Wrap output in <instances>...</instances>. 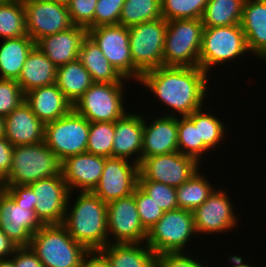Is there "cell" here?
<instances>
[{
    "mask_svg": "<svg viewBox=\"0 0 266 267\" xmlns=\"http://www.w3.org/2000/svg\"><path fill=\"white\" fill-rule=\"evenodd\" d=\"M208 75L199 66H161L144 72L139 83L171 108L166 116H189L204 105Z\"/></svg>",
    "mask_w": 266,
    "mask_h": 267,
    "instance_id": "cell-1",
    "label": "cell"
},
{
    "mask_svg": "<svg viewBox=\"0 0 266 267\" xmlns=\"http://www.w3.org/2000/svg\"><path fill=\"white\" fill-rule=\"evenodd\" d=\"M77 193L79 195L72 202L74 205L69 203L73 192L69 193L62 225L88 251L101 250L109 244L107 203L92 192Z\"/></svg>",
    "mask_w": 266,
    "mask_h": 267,
    "instance_id": "cell-2",
    "label": "cell"
},
{
    "mask_svg": "<svg viewBox=\"0 0 266 267\" xmlns=\"http://www.w3.org/2000/svg\"><path fill=\"white\" fill-rule=\"evenodd\" d=\"M29 247L43 267H80L88 252L62 224L42 225L32 235Z\"/></svg>",
    "mask_w": 266,
    "mask_h": 267,
    "instance_id": "cell-3",
    "label": "cell"
},
{
    "mask_svg": "<svg viewBox=\"0 0 266 267\" xmlns=\"http://www.w3.org/2000/svg\"><path fill=\"white\" fill-rule=\"evenodd\" d=\"M62 161L45 142L13 148L12 167L3 185H30L60 175Z\"/></svg>",
    "mask_w": 266,
    "mask_h": 267,
    "instance_id": "cell-4",
    "label": "cell"
},
{
    "mask_svg": "<svg viewBox=\"0 0 266 267\" xmlns=\"http://www.w3.org/2000/svg\"><path fill=\"white\" fill-rule=\"evenodd\" d=\"M203 30L201 19L167 21L163 66H199Z\"/></svg>",
    "mask_w": 266,
    "mask_h": 267,
    "instance_id": "cell-5",
    "label": "cell"
},
{
    "mask_svg": "<svg viewBox=\"0 0 266 267\" xmlns=\"http://www.w3.org/2000/svg\"><path fill=\"white\" fill-rule=\"evenodd\" d=\"M248 51V52H247ZM248 54L246 36L240 24L219 27H204L199 67L209 73L212 67L229 63ZM232 59V60H231Z\"/></svg>",
    "mask_w": 266,
    "mask_h": 267,
    "instance_id": "cell-6",
    "label": "cell"
},
{
    "mask_svg": "<svg viewBox=\"0 0 266 267\" xmlns=\"http://www.w3.org/2000/svg\"><path fill=\"white\" fill-rule=\"evenodd\" d=\"M195 234L193 212L177 208L164 212L148 230L146 244L156 255L183 252Z\"/></svg>",
    "mask_w": 266,
    "mask_h": 267,
    "instance_id": "cell-7",
    "label": "cell"
},
{
    "mask_svg": "<svg viewBox=\"0 0 266 267\" xmlns=\"http://www.w3.org/2000/svg\"><path fill=\"white\" fill-rule=\"evenodd\" d=\"M124 83L94 82L73 105L88 122H115L127 111L124 107Z\"/></svg>",
    "mask_w": 266,
    "mask_h": 267,
    "instance_id": "cell-8",
    "label": "cell"
},
{
    "mask_svg": "<svg viewBox=\"0 0 266 267\" xmlns=\"http://www.w3.org/2000/svg\"><path fill=\"white\" fill-rule=\"evenodd\" d=\"M167 21L164 18L143 22L128 28L133 66L143 74L163 66Z\"/></svg>",
    "mask_w": 266,
    "mask_h": 267,
    "instance_id": "cell-9",
    "label": "cell"
},
{
    "mask_svg": "<svg viewBox=\"0 0 266 267\" xmlns=\"http://www.w3.org/2000/svg\"><path fill=\"white\" fill-rule=\"evenodd\" d=\"M90 122L72 109L61 118L45 124L44 142L59 157L86 152Z\"/></svg>",
    "mask_w": 266,
    "mask_h": 267,
    "instance_id": "cell-10",
    "label": "cell"
},
{
    "mask_svg": "<svg viewBox=\"0 0 266 267\" xmlns=\"http://www.w3.org/2000/svg\"><path fill=\"white\" fill-rule=\"evenodd\" d=\"M88 36L124 78L140 81L142 74L133 66L130 54L128 27L120 24L97 26L88 29Z\"/></svg>",
    "mask_w": 266,
    "mask_h": 267,
    "instance_id": "cell-11",
    "label": "cell"
},
{
    "mask_svg": "<svg viewBox=\"0 0 266 267\" xmlns=\"http://www.w3.org/2000/svg\"><path fill=\"white\" fill-rule=\"evenodd\" d=\"M200 164L193 157L179 151L147 157L139 164L138 180H150L179 187L200 169Z\"/></svg>",
    "mask_w": 266,
    "mask_h": 267,
    "instance_id": "cell-12",
    "label": "cell"
},
{
    "mask_svg": "<svg viewBox=\"0 0 266 267\" xmlns=\"http://www.w3.org/2000/svg\"><path fill=\"white\" fill-rule=\"evenodd\" d=\"M26 32L34 42L73 26L66 4L52 0H23Z\"/></svg>",
    "mask_w": 266,
    "mask_h": 267,
    "instance_id": "cell-13",
    "label": "cell"
},
{
    "mask_svg": "<svg viewBox=\"0 0 266 267\" xmlns=\"http://www.w3.org/2000/svg\"><path fill=\"white\" fill-rule=\"evenodd\" d=\"M107 226L109 243H144L147 240L148 231L141 224L134 194L107 203Z\"/></svg>",
    "mask_w": 266,
    "mask_h": 267,
    "instance_id": "cell-14",
    "label": "cell"
},
{
    "mask_svg": "<svg viewBox=\"0 0 266 267\" xmlns=\"http://www.w3.org/2000/svg\"><path fill=\"white\" fill-rule=\"evenodd\" d=\"M28 186L34 193V210L39 222L42 225L62 224L70 193L62 175L43 178Z\"/></svg>",
    "mask_w": 266,
    "mask_h": 267,
    "instance_id": "cell-15",
    "label": "cell"
},
{
    "mask_svg": "<svg viewBox=\"0 0 266 267\" xmlns=\"http://www.w3.org/2000/svg\"><path fill=\"white\" fill-rule=\"evenodd\" d=\"M138 175L139 164L134 161L117 157L105 158L102 175L92 193L106 203L128 197L138 185Z\"/></svg>",
    "mask_w": 266,
    "mask_h": 267,
    "instance_id": "cell-16",
    "label": "cell"
},
{
    "mask_svg": "<svg viewBox=\"0 0 266 267\" xmlns=\"http://www.w3.org/2000/svg\"><path fill=\"white\" fill-rule=\"evenodd\" d=\"M227 191L215 189L208 199L193 211L198 235L218 234L234 229L239 222Z\"/></svg>",
    "mask_w": 266,
    "mask_h": 267,
    "instance_id": "cell-17",
    "label": "cell"
},
{
    "mask_svg": "<svg viewBox=\"0 0 266 267\" xmlns=\"http://www.w3.org/2000/svg\"><path fill=\"white\" fill-rule=\"evenodd\" d=\"M41 226L35 210L17 205L4 191L0 194V228L18 247H29Z\"/></svg>",
    "mask_w": 266,
    "mask_h": 267,
    "instance_id": "cell-18",
    "label": "cell"
},
{
    "mask_svg": "<svg viewBox=\"0 0 266 267\" xmlns=\"http://www.w3.org/2000/svg\"><path fill=\"white\" fill-rule=\"evenodd\" d=\"M105 165V158L83 152L65 158L61 164V175L70 192H92L97 186Z\"/></svg>",
    "mask_w": 266,
    "mask_h": 267,
    "instance_id": "cell-19",
    "label": "cell"
},
{
    "mask_svg": "<svg viewBox=\"0 0 266 267\" xmlns=\"http://www.w3.org/2000/svg\"><path fill=\"white\" fill-rule=\"evenodd\" d=\"M143 119L142 160L147 157L178 152V116Z\"/></svg>",
    "mask_w": 266,
    "mask_h": 267,
    "instance_id": "cell-20",
    "label": "cell"
},
{
    "mask_svg": "<svg viewBox=\"0 0 266 267\" xmlns=\"http://www.w3.org/2000/svg\"><path fill=\"white\" fill-rule=\"evenodd\" d=\"M87 35L86 28L73 25L65 31L37 40L35 46L59 67L78 59L81 44Z\"/></svg>",
    "mask_w": 266,
    "mask_h": 267,
    "instance_id": "cell-21",
    "label": "cell"
},
{
    "mask_svg": "<svg viewBox=\"0 0 266 267\" xmlns=\"http://www.w3.org/2000/svg\"><path fill=\"white\" fill-rule=\"evenodd\" d=\"M143 115L126 113L115 121L112 157L130 158L137 164L142 161ZM131 156H136L134 159Z\"/></svg>",
    "mask_w": 266,
    "mask_h": 267,
    "instance_id": "cell-22",
    "label": "cell"
},
{
    "mask_svg": "<svg viewBox=\"0 0 266 267\" xmlns=\"http://www.w3.org/2000/svg\"><path fill=\"white\" fill-rule=\"evenodd\" d=\"M45 124L24 101L5 117L4 137L13 145H29L44 141Z\"/></svg>",
    "mask_w": 266,
    "mask_h": 267,
    "instance_id": "cell-23",
    "label": "cell"
},
{
    "mask_svg": "<svg viewBox=\"0 0 266 267\" xmlns=\"http://www.w3.org/2000/svg\"><path fill=\"white\" fill-rule=\"evenodd\" d=\"M25 102L44 124L68 114L73 105L56 84L34 88L25 93Z\"/></svg>",
    "mask_w": 266,
    "mask_h": 267,
    "instance_id": "cell-24",
    "label": "cell"
},
{
    "mask_svg": "<svg viewBox=\"0 0 266 267\" xmlns=\"http://www.w3.org/2000/svg\"><path fill=\"white\" fill-rule=\"evenodd\" d=\"M240 25L250 54L266 60V0H245Z\"/></svg>",
    "mask_w": 266,
    "mask_h": 267,
    "instance_id": "cell-25",
    "label": "cell"
},
{
    "mask_svg": "<svg viewBox=\"0 0 266 267\" xmlns=\"http://www.w3.org/2000/svg\"><path fill=\"white\" fill-rule=\"evenodd\" d=\"M145 244L109 243L100 251L111 267H156L157 255Z\"/></svg>",
    "mask_w": 266,
    "mask_h": 267,
    "instance_id": "cell-26",
    "label": "cell"
},
{
    "mask_svg": "<svg viewBox=\"0 0 266 267\" xmlns=\"http://www.w3.org/2000/svg\"><path fill=\"white\" fill-rule=\"evenodd\" d=\"M57 67L36 46L28 54L17 80L23 93L55 84Z\"/></svg>",
    "mask_w": 266,
    "mask_h": 267,
    "instance_id": "cell-27",
    "label": "cell"
},
{
    "mask_svg": "<svg viewBox=\"0 0 266 267\" xmlns=\"http://www.w3.org/2000/svg\"><path fill=\"white\" fill-rule=\"evenodd\" d=\"M79 61L90 73L94 82L125 83L127 81L108 61L98 45L87 35L79 50Z\"/></svg>",
    "mask_w": 266,
    "mask_h": 267,
    "instance_id": "cell-28",
    "label": "cell"
},
{
    "mask_svg": "<svg viewBox=\"0 0 266 267\" xmlns=\"http://www.w3.org/2000/svg\"><path fill=\"white\" fill-rule=\"evenodd\" d=\"M34 47L35 42L29 35L4 39L0 46V79L17 81Z\"/></svg>",
    "mask_w": 266,
    "mask_h": 267,
    "instance_id": "cell-29",
    "label": "cell"
},
{
    "mask_svg": "<svg viewBox=\"0 0 266 267\" xmlns=\"http://www.w3.org/2000/svg\"><path fill=\"white\" fill-rule=\"evenodd\" d=\"M94 83L90 73L76 59L57 67L55 84L74 105Z\"/></svg>",
    "mask_w": 266,
    "mask_h": 267,
    "instance_id": "cell-30",
    "label": "cell"
},
{
    "mask_svg": "<svg viewBox=\"0 0 266 267\" xmlns=\"http://www.w3.org/2000/svg\"><path fill=\"white\" fill-rule=\"evenodd\" d=\"M198 169L185 183L176 187L178 208L194 211L201 206L215 190L209 180ZM203 175V176H202Z\"/></svg>",
    "mask_w": 266,
    "mask_h": 267,
    "instance_id": "cell-31",
    "label": "cell"
},
{
    "mask_svg": "<svg viewBox=\"0 0 266 267\" xmlns=\"http://www.w3.org/2000/svg\"><path fill=\"white\" fill-rule=\"evenodd\" d=\"M244 1L245 0H208L201 18L204 27L240 24Z\"/></svg>",
    "mask_w": 266,
    "mask_h": 267,
    "instance_id": "cell-32",
    "label": "cell"
},
{
    "mask_svg": "<svg viewBox=\"0 0 266 267\" xmlns=\"http://www.w3.org/2000/svg\"><path fill=\"white\" fill-rule=\"evenodd\" d=\"M27 35L23 0L0 1V38Z\"/></svg>",
    "mask_w": 266,
    "mask_h": 267,
    "instance_id": "cell-33",
    "label": "cell"
},
{
    "mask_svg": "<svg viewBox=\"0 0 266 267\" xmlns=\"http://www.w3.org/2000/svg\"><path fill=\"white\" fill-rule=\"evenodd\" d=\"M162 18L161 0H125L119 24L131 27Z\"/></svg>",
    "mask_w": 266,
    "mask_h": 267,
    "instance_id": "cell-34",
    "label": "cell"
},
{
    "mask_svg": "<svg viewBox=\"0 0 266 267\" xmlns=\"http://www.w3.org/2000/svg\"><path fill=\"white\" fill-rule=\"evenodd\" d=\"M203 110L200 108L188 117L194 122L195 127H198L199 142H203L211 150L220 145L227 130L226 125L216 115Z\"/></svg>",
    "mask_w": 266,
    "mask_h": 267,
    "instance_id": "cell-35",
    "label": "cell"
},
{
    "mask_svg": "<svg viewBox=\"0 0 266 267\" xmlns=\"http://www.w3.org/2000/svg\"><path fill=\"white\" fill-rule=\"evenodd\" d=\"M209 150L203 142H199L198 127L194 122L188 116H178V151L201 163V156Z\"/></svg>",
    "mask_w": 266,
    "mask_h": 267,
    "instance_id": "cell-36",
    "label": "cell"
},
{
    "mask_svg": "<svg viewBox=\"0 0 266 267\" xmlns=\"http://www.w3.org/2000/svg\"><path fill=\"white\" fill-rule=\"evenodd\" d=\"M115 122H90L86 152L104 158L112 157Z\"/></svg>",
    "mask_w": 266,
    "mask_h": 267,
    "instance_id": "cell-37",
    "label": "cell"
},
{
    "mask_svg": "<svg viewBox=\"0 0 266 267\" xmlns=\"http://www.w3.org/2000/svg\"><path fill=\"white\" fill-rule=\"evenodd\" d=\"M208 0H161L162 18L201 19Z\"/></svg>",
    "mask_w": 266,
    "mask_h": 267,
    "instance_id": "cell-38",
    "label": "cell"
},
{
    "mask_svg": "<svg viewBox=\"0 0 266 267\" xmlns=\"http://www.w3.org/2000/svg\"><path fill=\"white\" fill-rule=\"evenodd\" d=\"M138 186L164 211L178 208L176 187L150 180H138Z\"/></svg>",
    "mask_w": 266,
    "mask_h": 267,
    "instance_id": "cell-39",
    "label": "cell"
},
{
    "mask_svg": "<svg viewBox=\"0 0 266 267\" xmlns=\"http://www.w3.org/2000/svg\"><path fill=\"white\" fill-rule=\"evenodd\" d=\"M133 194L141 224L148 231L163 216L164 211L138 185Z\"/></svg>",
    "mask_w": 266,
    "mask_h": 267,
    "instance_id": "cell-40",
    "label": "cell"
},
{
    "mask_svg": "<svg viewBox=\"0 0 266 267\" xmlns=\"http://www.w3.org/2000/svg\"><path fill=\"white\" fill-rule=\"evenodd\" d=\"M25 101V94L16 80L0 79V115L6 117Z\"/></svg>",
    "mask_w": 266,
    "mask_h": 267,
    "instance_id": "cell-41",
    "label": "cell"
},
{
    "mask_svg": "<svg viewBox=\"0 0 266 267\" xmlns=\"http://www.w3.org/2000/svg\"><path fill=\"white\" fill-rule=\"evenodd\" d=\"M98 0H70L67 4L73 25L87 30L94 28V12Z\"/></svg>",
    "mask_w": 266,
    "mask_h": 267,
    "instance_id": "cell-42",
    "label": "cell"
},
{
    "mask_svg": "<svg viewBox=\"0 0 266 267\" xmlns=\"http://www.w3.org/2000/svg\"><path fill=\"white\" fill-rule=\"evenodd\" d=\"M125 0H98L94 12V27L119 24Z\"/></svg>",
    "mask_w": 266,
    "mask_h": 267,
    "instance_id": "cell-43",
    "label": "cell"
},
{
    "mask_svg": "<svg viewBox=\"0 0 266 267\" xmlns=\"http://www.w3.org/2000/svg\"><path fill=\"white\" fill-rule=\"evenodd\" d=\"M185 252L177 253H163L157 255L156 267H207L204 263H200L199 260L190 258V254H184ZM211 267V266H210Z\"/></svg>",
    "mask_w": 266,
    "mask_h": 267,
    "instance_id": "cell-44",
    "label": "cell"
},
{
    "mask_svg": "<svg viewBox=\"0 0 266 267\" xmlns=\"http://www.w3.org/2000/svg\"><path fill=\"white\" fill-rule=\"evenodd\" d=\"M3 191L17 205L29 207V210L35 209L34 193L28 185H3Z\"/></svg>",
    "mask_w": 266,
    "mask_h": 267,
    "instance_id": "cell-45",
    "label": "cell"
},
{
    "mask_svg": "<svg viewBox=\"0 0 266 267\" xmlns=\"http://www.w3.org/2000/svg\"><path fill=\"white\" fill-rule=\"evenodd\" d=\"M11 258L15 267H43V264L30 247H18Z\"/></svg>",
    "mask_w": 266,
    "mask_h": 267,
    "instance_id": "cell-46",
    "label": "cell"
},
{
    "mask_svg": "<svg viewBox=\"0 0 266 267\" xmlns=\"http://www.w3.org/2000/svg\"><path fill=\"white\" fill-rule=\"evenodd\" d=\"M14 146L5 138L0 137V179L4 181L12 167Z\"/></svg>",
    "mask_w": 266,
    "mask_h": 267,
    "instance_id": "cell-47",
    "label": "cell"
},
{
    "mask_svg": "<svg viewBox=\"0 0 266 267\" xmlns=\"http://www.w3.org/2000/svg\"><path fill=\"white\" fill-rule=\"evenodd\" d=\"M80 267H111V265L100 250H94L85 254Z\"/></svg>",
    "mask_w": 266,
    "mask_h": 267,
    "instance_id": "cell-48",
    "label": "cell"
},
{
    "mask_svg": "<svg viewBox=\"0 0 266 267\" xmlns=\"http://www.w3.org/2000/svg\"><path fill=\"white\" fill-rule=\"evenodd\" d=\"M18 246L0 228V259L10 258Z\"/></svg>",
    "mask_w": 266,
    "mask_h": 267,
    "instance_id": "cell-49",
    "label": "cell"
},
{
    "mask_svg": "<svg viewBox=\"0 0 266 267\" xmlns=\"http://www.w3.org/2000/svg\"><path fill=\"white\" fill-rule=\"evenodd\" d=\"M229 263H232L233 265L231 267H253V266H250V264H247V263H243V258L241 256H238V255H229Z\"/></svg>",
    "mask_w": 266,
    "mask_h": 267,
    "instance_id": "cell-50",
    "label": "cell"
},
{
    "mask_svg": "<svg viewBox=\"0 0 266 267\" xmlns=\"http://www.w3.org/2000/svg\"><path fill=\"white\" fill-rule=\"evenodd\" d=\"M0 267H15L13 259L11 257L0 259Z\"/></svg>",
    "mask_w": 266,
    "mask_h": 267,
    "instance_id": "cell-51",
    "label": "cell"
},
{
    "mask_svg": "<svg viewBox=\"0 0 266 267\" xmlns=\"http://www.w3.org/2000/svg\"><path fill=\"white\" fill-rule=\"evenodd\" d=\"M5 135V117L0 115V137Z\"/></svg>",
    "mask_w": 266,
    "mask_h": 267,
    "instance_id": "cell-52",
    "label": "cell"
},
{
    "mask_svg": "<svg viewBox=\"0 0 266 267\" xmlns=\"http://www.w3.org/2000/svg\"><path fill=\"white\" fill-rule=\"evenodd\" d=\"M52 1L63 3V4H66V5L70 2V0H52Z\"/></svg>",
    "mask_w": 266,
    "mask_h": 267,
    "instance_id": "cell-53",
    "label": "cell"
},
{
    "mask_svg": "<svg viewBox=\"0 0 266 267\" xmlns=\"http://www.w3.org/2000/svg\"><path fill=\"white\" fill-rule=\"evenodd\" d=\"M0 192H3V181L0 179Z\"/></svg>",
    "mask_w": 266,
    "mask_h": 267,
    "instance_id": "cell-54",
    "label": "cell"
}]
</instances>
